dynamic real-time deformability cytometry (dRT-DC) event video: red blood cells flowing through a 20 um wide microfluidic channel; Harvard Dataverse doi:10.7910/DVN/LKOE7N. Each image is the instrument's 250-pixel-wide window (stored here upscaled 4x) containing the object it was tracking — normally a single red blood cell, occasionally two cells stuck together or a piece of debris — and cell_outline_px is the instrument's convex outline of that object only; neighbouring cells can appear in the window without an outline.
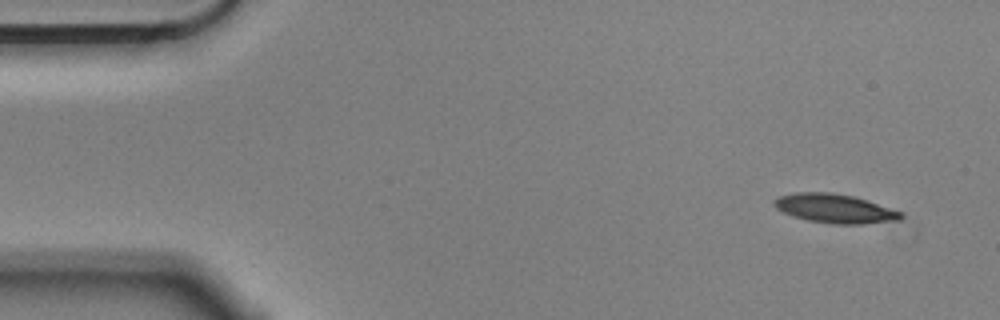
{"species": "Egyptian fruit bat (a non-hibernating species)", "species_latin": "Rousettus aegyptiacus", "temperature_condition": "cold", "stored_images_in_passage": 53, "camera_frame_rate_fps": 3000, "um_per_image_px": 0.085, "animal": {"sex": "male"}, "frame": {"image": 1, "passage_image": 1, "time_ms": 0.0, "image_size_px": [1000, 320], "cell_outline_px": [[904, 216], [900, 220], [864, 224], [832, 224], [808, 220], [792, 216], [776, 208], [772, 204], [772, 200], [780, 196], [796, 192], [832, 192], [852, 196], [868, 200], [900, 212]], "centroid_in_image_um": [70.94, 17.72], "position_along_channel_um": 14.1, "area_um2": 21.44}}
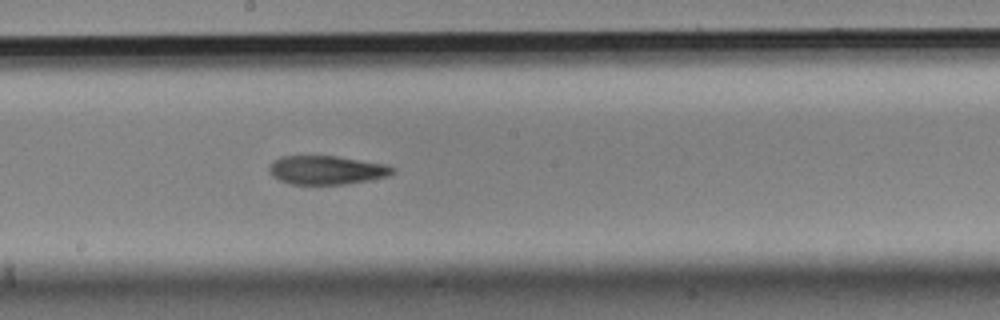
{"frame": {"image": 2, "passage_image": 27, "time_ms": 8.667, "image_size_px": [1000, 320], "cell_outline_px": [[396, 172], [388, 176], [368, 180], [344, 184], [292, 184], [280, 180], [272, 176], [268, 168], [272, 160], [280, 156], [336, 156], [388, 164], [396, 168]], "centroid_in_image_um": [27.78, 14.44], "position_along_channel_um": 220.4, "area_um2": 20.81}}
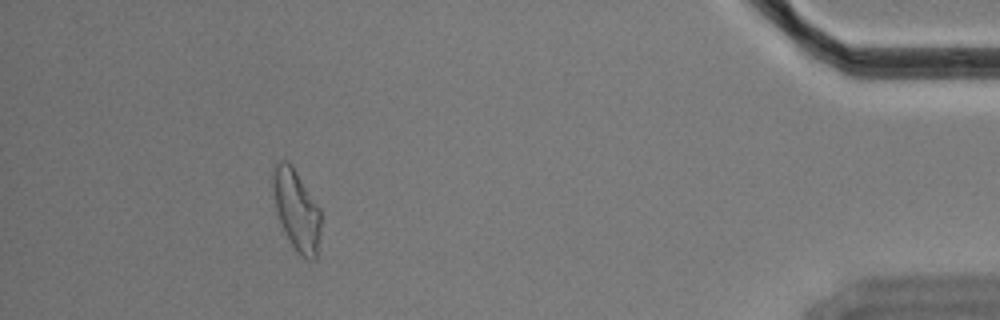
{"frame": {"image": 3, "passage_image": 48, "time_ms": 15.667, "image_size_px": [1000, 320], "cell_outline_px": [[320, 236], [316, 260], [308, 260], [300, 256], [292, 248], [284, 232], [276, 212], [272, 188], [272, 164], [280, 160], [288, 160], [292, 164], [320, 208]], "centroid_in_image_um": [25.18, 17.85], "position_along_channel_um": 410.0, "area_um2": 23.24}, "authors_computed_cell_mechanics": {"area_um2": 21.6172, "velocity_mm_per_s": 3.5482, "shape_relaxation_time_tau1_ms": 5.4596, "shape_relaxation_time_tau2_ms": 5.4912, "deformation_change_tau1": 0.1771, "deformation_change_tau2": 0.1509}}